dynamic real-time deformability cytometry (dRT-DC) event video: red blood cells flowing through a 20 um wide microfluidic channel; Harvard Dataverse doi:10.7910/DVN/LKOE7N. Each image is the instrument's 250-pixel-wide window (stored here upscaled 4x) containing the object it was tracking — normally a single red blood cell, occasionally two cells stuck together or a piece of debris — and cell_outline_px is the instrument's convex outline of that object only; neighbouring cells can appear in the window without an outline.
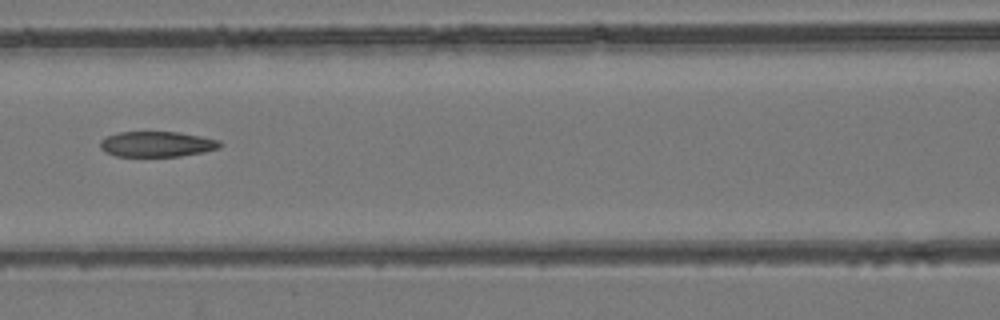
{"species": "common noctule bat (a hibernating species)", "species_latin": "Nyctalus noctula", "temperature_condition": "room temperature", "stored_images_in_passage": 4, "camera_frame_rate_fps": 3000, "um_per_image_px": 0.085, "animal": {"sex": "female", "body_mass_g": 24.6, "forearm_length_mm": 56.2}, "frame": {"image": 1, "passage_image": 4, "time_ms": 3.333, "image_size_px": [1000, 320], "cell_outline_px": [[224, 144], [220, 148], [204, 152], [180, 156], [116, 156], [104, 152], [100, 148], [100, 140], [108, 136], [120, 132], [176, 132], [200, 136], [220, 140]], "centroid_in_image_um": [13.36, 12.25], "position_along_channel_um": 153.2, "area_um2": 17.8}}